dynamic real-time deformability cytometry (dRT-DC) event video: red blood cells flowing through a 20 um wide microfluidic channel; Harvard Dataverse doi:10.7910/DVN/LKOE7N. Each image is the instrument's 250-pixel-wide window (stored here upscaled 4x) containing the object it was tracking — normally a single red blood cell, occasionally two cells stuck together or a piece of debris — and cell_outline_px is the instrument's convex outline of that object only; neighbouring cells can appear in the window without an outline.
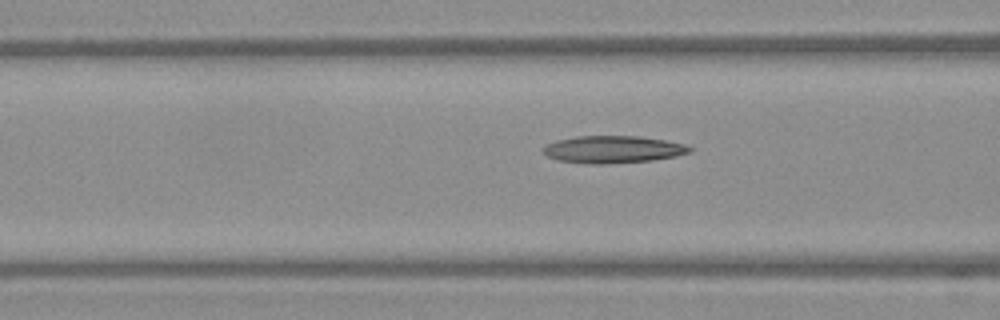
{"species": "Egyptian fruit bat (a non-hibernating species)", "species_latin": "Rousettus aegyptiacus", "temperature_condition": "warm", "stored_images_in_passage": 37, "camera_frame_rate_fps": 3000, "um_per_image_px": 0.085, "frame": {"image": 1, "passage_image": 16, "time_ms": 5.0, "image_size_px": [1000, 320], "cell_outline_px": [[692, 152], [676, 156], [652, 160], [604, 164], [592, 164], [560, 160], [548, 156], [540, 152], [540, 148], [544, 144], [556, 140], [576, 136], [640, 136], [664, 140], [684, 144], [692, 148]], "centroid_in_image_um": [52.05, 12.69], "position_along_channel_um": 114.5, "area_um2": 23.41}}
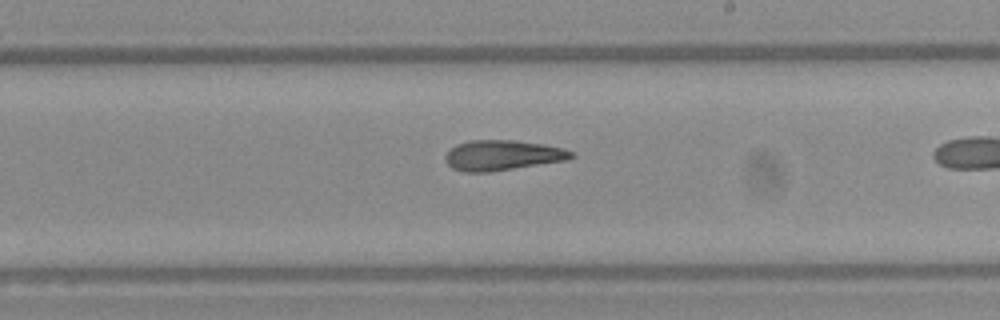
{"frame": {"image": 2, "passage_image": 26, "time_ms": 8.333, "image_size_px": [1000, 320], "cell_outline_px": [[576, 156], [568, 160], [488, 172], [464, 172], [452, 168], [444, 160], [444, 156], [456, 144], [472, 140], [512, 140], [544, 144], [564, 148], [576, 152]], "centroid_in_image_um": [42.75, 13.2], "position_along_channel_um": 246.3, "area_um2": 22.31}}
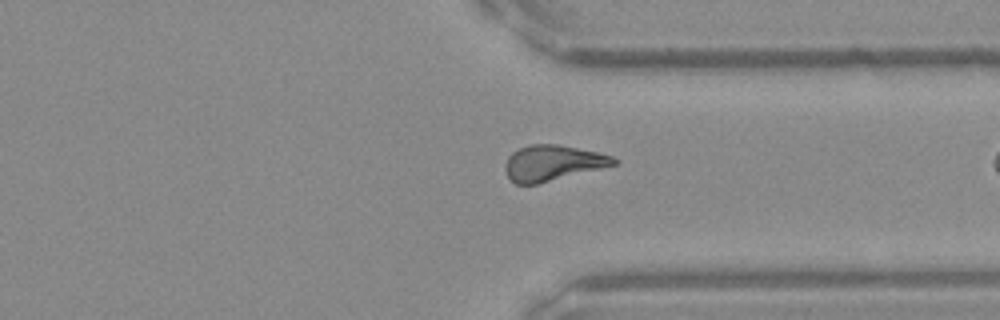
{"frame": {"image": 3, "passage_image": 35, "time_ms": 11.333, "image_size_px": [1000, 320], "cell_outline_px": [[620, 164], [536, 184], [516, 184], [508, 176], [504, 168], [504, 164], [508, 156], [512, 152], [528, 144], [556, 144], [600, 152], [612, 156], [620, 160]], "centroid_in_image_um": [47.02, 13.84], "position_along_channel_um": 364.4, "area_um2": 22.72}}